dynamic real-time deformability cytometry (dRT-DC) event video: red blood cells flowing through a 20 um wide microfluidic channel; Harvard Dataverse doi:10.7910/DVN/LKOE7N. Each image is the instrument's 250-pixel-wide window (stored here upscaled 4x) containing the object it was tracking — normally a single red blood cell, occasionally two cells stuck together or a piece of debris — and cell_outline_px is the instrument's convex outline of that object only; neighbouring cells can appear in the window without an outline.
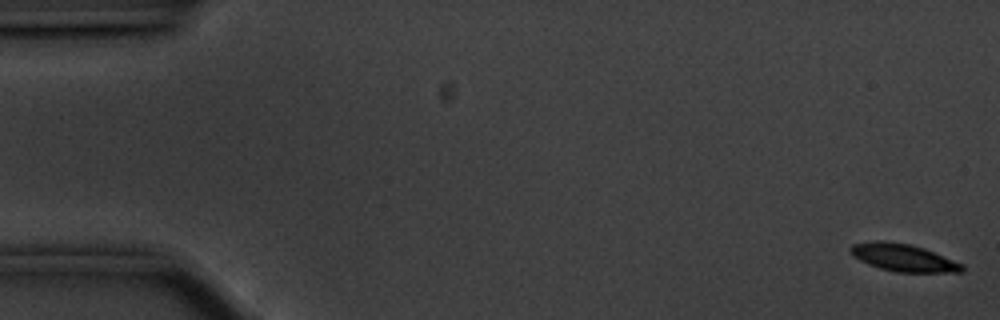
{"species": "common noctule bat (a hibernating species)", "species_latin": "Nyctalus noctula", "temperature_condition": "cold", "stored_images_in_passage": 58, "segment_of_instrument_passage": [1, 2], "camera_frame_rate_fps": 3000, "um_per_image_px": 0.085, "animal": {"sex": "male", "body_mass_g": 20.1, "forearm_length_mm": 53.5}, "frame": {"image": 1, "passage_image": 1, "time_ms": 0.0, "image_size_px": [1000, 320], "cell_outline_px": [[964, 272], [896, 272], [880, 268], [868, 264], [852, 256], [848, 248], [852, 244], [872, 240], [884, 240], [912, 244], [924, 248], [964, 264]], "centroid_in_image_um": [76.76, 21.88], "position_along_channel_um": 8.2, "area_um2": 18.09}}
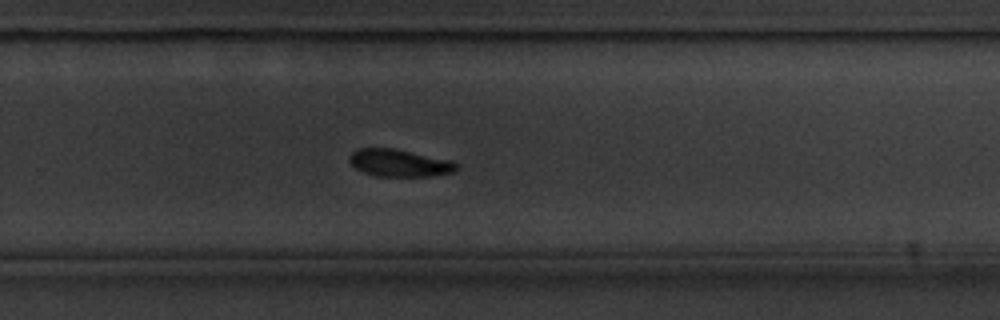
{"frame": {"image": 2, "passage_image": 37, "time_ms": 12.0, "image_size_px": [1000, 320], "cell_outline_px": [[460, 168], [456, 172], [432, 176], [376, 176], [364, 172], [356, 168], [348, 160], [348, 156], [356, 148], [392, 148], [452, 160], [460, 164]], "centroid_in_image_um": [34.0, 13.85], "position_along_channel_um": 295.8, "area_um2": 17.28}}
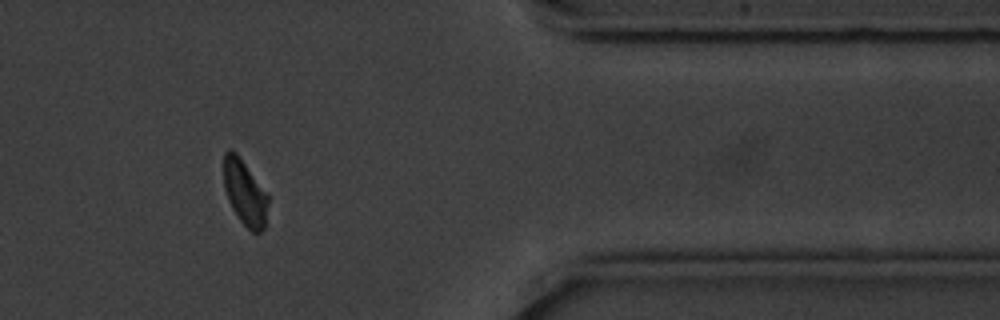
{"frame": {"image": 3, "passage_image": 47, "time_ms": 15.333, "image_size_px": [1000, 320], "cell_outline_px": [[268, 204], [264, 228], [260, 232], [252, 232], [236, 216], [228, 200], [224, 188], [224, 152], [228, 148], [236, 152], [268, 192]], "centroid_in_image_um": [20.81, 16.35], "position_along_channel_um": 390.6, "area_um2": 17.05}}